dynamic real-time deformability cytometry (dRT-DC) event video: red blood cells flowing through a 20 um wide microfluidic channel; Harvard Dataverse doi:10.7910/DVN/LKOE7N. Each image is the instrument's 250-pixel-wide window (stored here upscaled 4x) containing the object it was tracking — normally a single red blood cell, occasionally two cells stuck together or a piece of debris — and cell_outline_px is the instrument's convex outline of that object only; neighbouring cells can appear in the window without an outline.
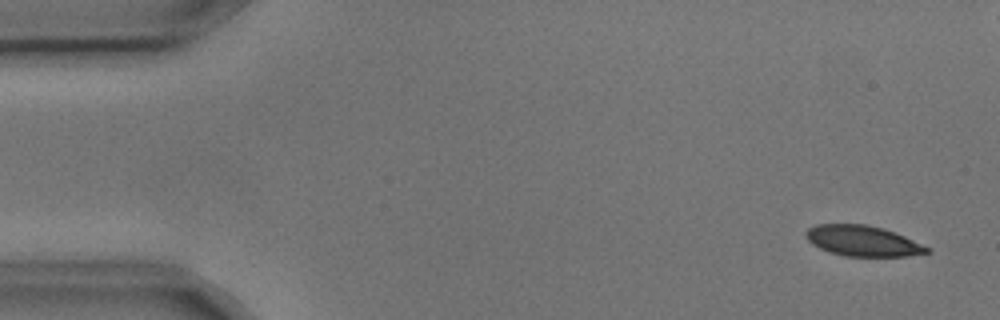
{"species": "common noctule bat (a hibernating species)", "species_latin": "Nyctalus noctula", "temperature_condition": "cold", "stored_images_in_passage": 5, "segment_of_instrument_passage": [2, 2], "camera_frame_rate_fps": 3000, "um_per_image_px": 0.085, "animal": {"sex": "male", "body_mass_g": 17.9, "forearm_length_mm": 54.2}, "frame": {"image": 1, "passage_image": 5, "time_ms": 1.333, "image_size_px": [1000, 320], "cell_outline_px": [[932, 252], [904, 256], [844, 256], [828, 252], [812, 244], [804, 236], [804, 232], [808, 228], [816, 224], [868, 224], [884, 228], [896, 232], [932, 248]], "centroid_in_image_um": [73.34, 20.47], "position_along_channel_um": 11.7, "area_um2": 21.91}}